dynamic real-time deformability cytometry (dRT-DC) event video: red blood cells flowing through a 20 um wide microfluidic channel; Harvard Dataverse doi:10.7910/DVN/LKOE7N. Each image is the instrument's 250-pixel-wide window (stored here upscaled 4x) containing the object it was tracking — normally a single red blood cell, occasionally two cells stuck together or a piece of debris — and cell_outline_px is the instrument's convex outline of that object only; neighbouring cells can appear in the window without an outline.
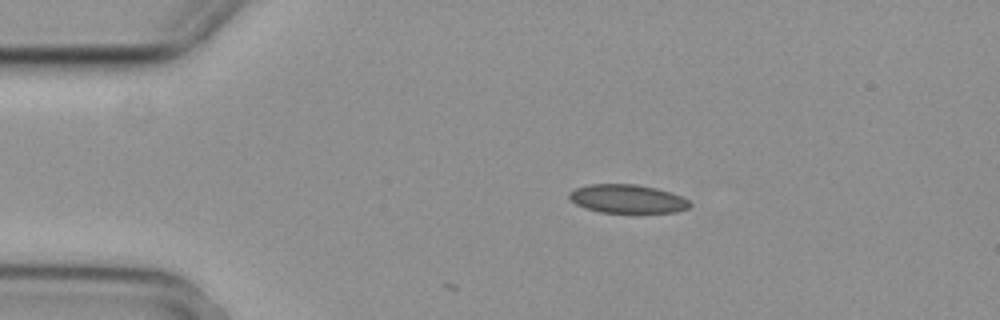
{"species": "common noctule bat (a hibernating species)", "species_latin": "Nyctalus noctula", "temperature_condition": "cold", "stored_images_in_passage": 4, "camera_frame_rate_fps": 3000, "um_per_image_px": 0.085, "animal": {"sex": "female", "body_mass_g": 29.2, "forearm_length_mm": 56.3}, "frame": {"image": 1, "passage_image": 1, "time_ms": 0.0, "image_size_px": [1000, 320], "cell_outline_px": [[692, 204], [688, 208], [676, 212], [600, 212], [584, 208], [576, 204], [568, 196], [568, 192], [576, 188], [588, 184], [636, 184], [656, 188], [680, 196], [688, 200]], "centroid_in_image_um": [53.3, 16.89], "position_along_channel_um": 31.7, "area_um2": 19.94}}
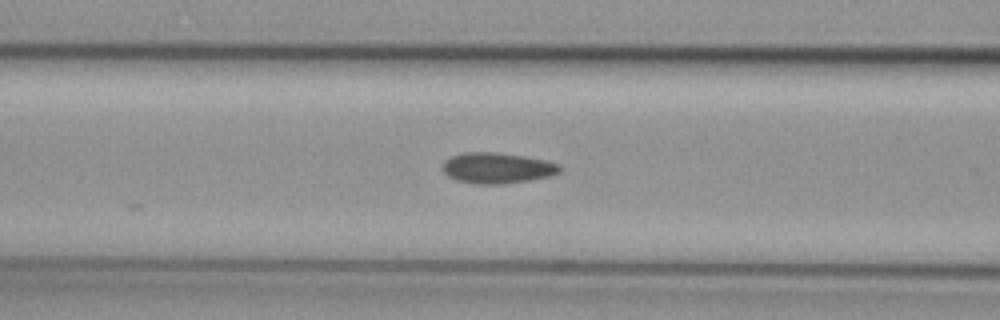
{"frame": {"image": 2, "passage_image": 4, "time_ms": 1.0, "image_size_px": [1000, 320], "cell_outline_px": [[560, 172], [548, 176], [528, 180], [504, 184], [472, 184], [456, 180], [448, 176], [444, 172], [444, 160], [452, 156], [464, 152], [496, 152], [524, 156], [544, 160], [560, 164]], "centroid_in_image_um": [42.24, 14.28], "position_along_channel_um": 124.4, "area_um2": 20.92}}